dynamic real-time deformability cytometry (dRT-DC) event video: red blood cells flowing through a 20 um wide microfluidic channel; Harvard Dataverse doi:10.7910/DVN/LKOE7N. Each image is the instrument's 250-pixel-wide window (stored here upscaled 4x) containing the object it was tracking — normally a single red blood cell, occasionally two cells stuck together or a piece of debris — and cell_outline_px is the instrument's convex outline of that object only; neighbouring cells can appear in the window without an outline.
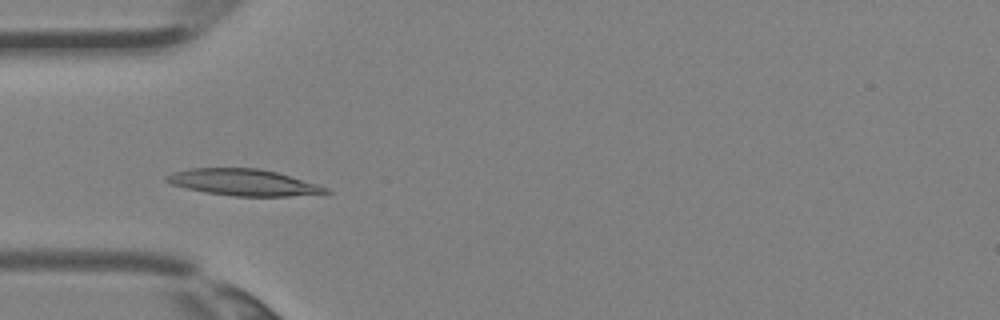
{"species": "Egyptian fruit bat (a non-hibernating species)", "species_latin": "Rousettus aegyptiacus", "temperature_condition": "room temperature", "stored_images_in_passage": 4, "camera_frame_rate_fps": 3000, "um_per_image_px": 0.085, "animal": {"sex": "female"}, "frame": {"image": 1, "passage_image": 3, "time_ms": 0.667, "image_size_px": [1000, 320], "cell_outline_px": [[332, 192], [328, 196], [232, 196], [204, 192], [172, 184], [164, 180], [164, 176], [172, 172], [192, 168], [260, 168], [276, 172], [316, 184], [328, 188]], "centroid_in_image_um": [20.79, 15.52], "position_along_channel_um": 64.2, "area_um2": 24.91}}
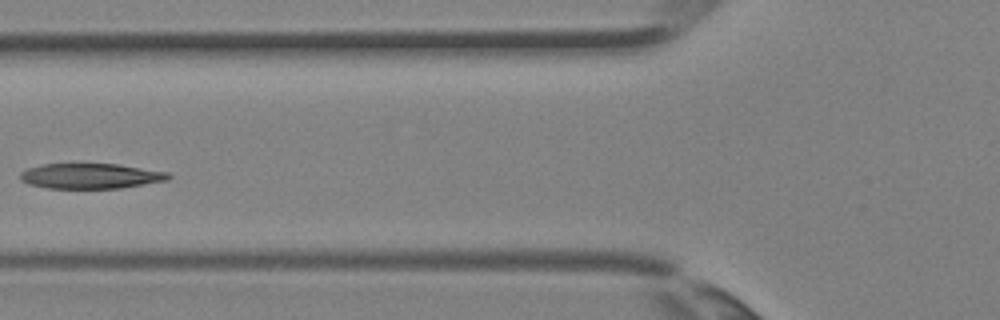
{"frame": {"image": 2, "passage_image": 4, "time_ms": 1.0, "image_size_px": [1000, 320], "cell_outline_px": [[172, 176], [168, 180], [120, 188], [48, 188], [28, 184], [20, 180], [20, 172], [28, 168], [40, 164], [116, 164], [168, 172]], "centroid_in_image_um": [7.68, 14.96], "position_along_channel_um": 118.1, "area_um2": 21.73}}